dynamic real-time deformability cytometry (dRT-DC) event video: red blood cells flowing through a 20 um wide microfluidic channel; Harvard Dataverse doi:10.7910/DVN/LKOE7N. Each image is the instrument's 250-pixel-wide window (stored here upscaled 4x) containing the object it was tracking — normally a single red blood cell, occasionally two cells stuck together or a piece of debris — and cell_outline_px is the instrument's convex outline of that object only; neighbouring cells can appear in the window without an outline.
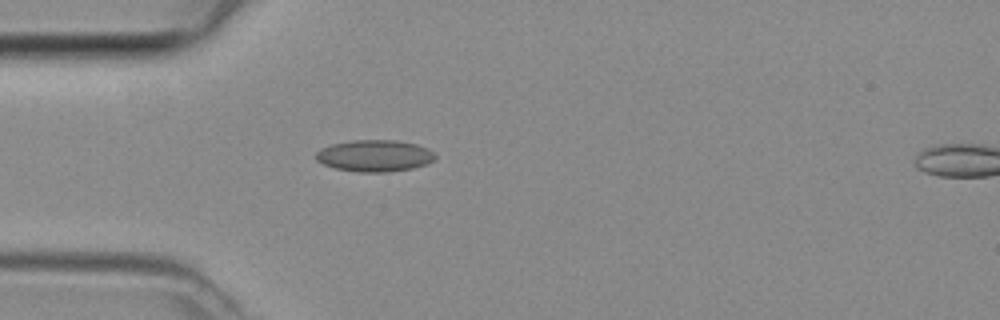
{"species": "common noctule bat (a hibernating species)", "species_latin": "Nyctalus noctula", "temperature_condition": "room temperature", "stored_images_in_passage": 6, "camera_frame_rate_fps": 3000, "um_per_image_px": 0.085, "animal": {"sex": "female", "body_mass_g": 29.2, "forearm_length_mm": 56.3}, "frame": {"image": 1, "passage_image": 6, "time_ms": 1.667, "image_size_px": [1000, 320], "cell_outline_px": [[436, 156], [432, 160], [424, 164], [412, 168], [388, 172], [360, 172], [336, 168], [324, 164], [316, 160], [316, 152], [320, 148], [332, 144], [352, 140], [396, 140], [416, 144], [428, 148]], "centroid_in_image_um": [31.82, 13.23], "position_along_channel_um": 53.2, "area_um2": 21.85}}